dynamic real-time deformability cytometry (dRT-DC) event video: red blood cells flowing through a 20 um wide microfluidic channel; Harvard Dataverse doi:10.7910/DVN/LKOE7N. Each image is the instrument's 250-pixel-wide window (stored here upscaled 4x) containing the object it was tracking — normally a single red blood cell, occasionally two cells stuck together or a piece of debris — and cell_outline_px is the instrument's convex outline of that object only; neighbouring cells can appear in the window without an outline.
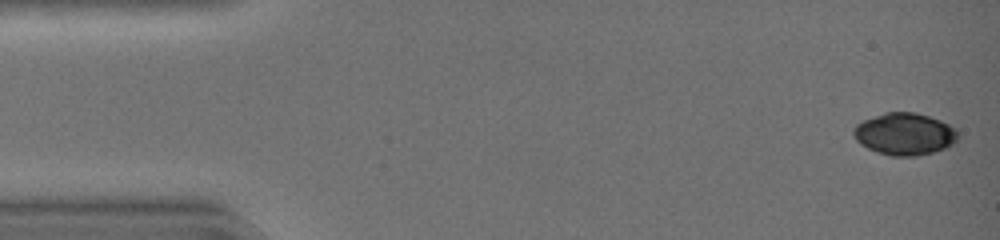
{"species": "common noctule bat (a hibernating species)", "species_latin": "Nyctalus noctula", "temperature_condition": "warm", "stored_images_in_passage": 43, "camera_frame_rate_fps": 3000, "um_per_image_px": 0.085, "animal": {"sex": "female", "body_mass_g": 19.0, "forearm_length_mm": 51.5}, "frame": {"image": 1, "passage_image": 1, "time_ms": 0.0, "image_size_px": [1000, 240], "cell_outline_px": [[956, 140], [952, 144], [944, 148], [932, 152], [916, 156], [892, 156], [876, 152], [860, 144], [856, 140], [852, 132], [852, 128], [856, 124], [864, 120], [884, 112], [916, 112], [940, 120], [948, 124], [956, 132]], "centroid_in_image_um": [76.83, 11.39], "position_along_channel_um": 8.2, "area_um2": 25.43}}
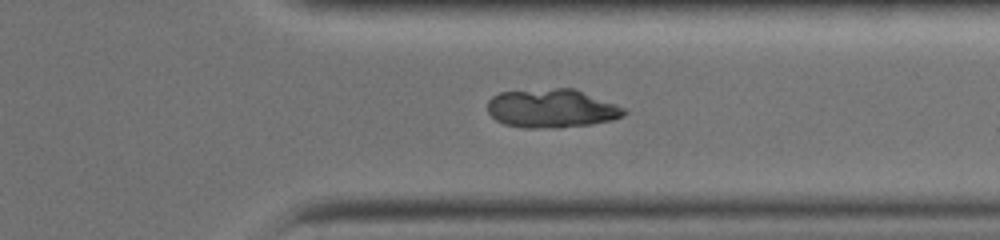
{"frame": {"image": 2, "passage_image": 34, "time_ms": 11.0, "image_size_px": [1000, 240], "cell_outline_px": [[628, 112], [624, 116], [612, 120], [592, 124], [560, 128], [524, 128], [504, 124], [496, 120], [488, 112], [488, 100], [492, 96], [500, 92], [556, 88], [572, 88], [628, 108]], "centroid_in_image_um": [46.93, 9.23], "position_along_channel_um": 364.5, "area_um2": 31.04}}
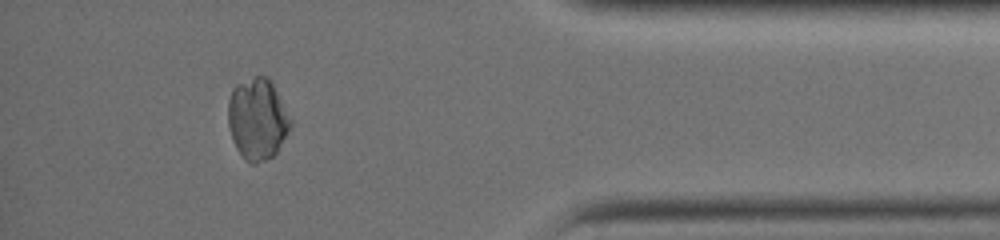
{"frame": {"image": 3, "passage_image": 39, "time_ms": 12.667, "image_size_px": [1000, 240], "cell_outline_px": [[292, 128], [276, 152], [272, 156], [256, 164], [252, 164], [244, 160], [236, 148], [232, 140], [228, 124], [228, 100], [232, 88], [236, 84], [256, 76], [268, 76], [292, 120]], "centroid_in_image_um": [21.87, 10.13], "position_along_channel_um": 413.3, "area_um2": 29.77}}